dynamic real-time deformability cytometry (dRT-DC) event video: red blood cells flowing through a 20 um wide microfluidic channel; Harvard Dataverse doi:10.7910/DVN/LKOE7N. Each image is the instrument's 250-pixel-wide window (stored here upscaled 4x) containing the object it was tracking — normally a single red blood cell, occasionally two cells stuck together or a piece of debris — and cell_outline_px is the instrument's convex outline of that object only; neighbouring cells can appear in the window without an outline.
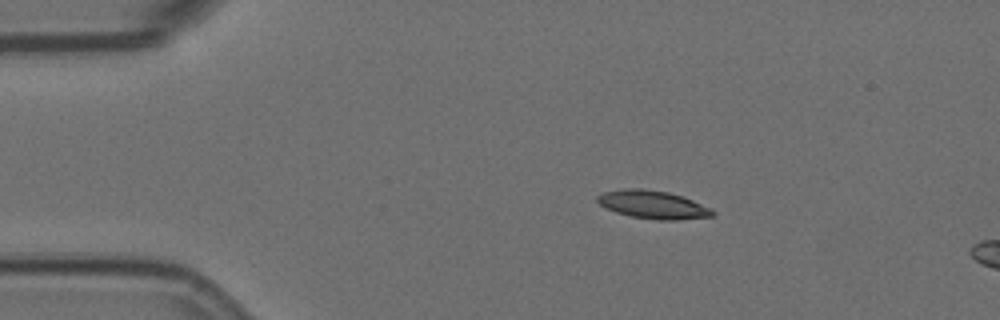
{"species": "Egyptian fruit bat (a non-hibernating species)", "species_latin": "Rousettus aegyptiacus", "temperature_condition": "room temperature", "stored_images_in_passage": 4, "camera_frame_rate_fps": 3000, "um_per_image_px": 0.085, "animal": {"sex": "female"}, "frame": {"image": 1, "passage_image": 2, "time_ms": 0.333, "image_size_px": [1000, 320], "cell_outline_px": [[716, 212], [712, 216], [676, 220], [656, 220], [632, 216], [616, 212], [604, 208], [596, 200], [596, 196], [604, 192], [624, 188], [640, 188], [668, 192], [692, 200], [712, 208]], "centroid_in_image_um": [55.48, 17.39], "position_along_channel_um": 29.5, "area_um2": 18.84}}